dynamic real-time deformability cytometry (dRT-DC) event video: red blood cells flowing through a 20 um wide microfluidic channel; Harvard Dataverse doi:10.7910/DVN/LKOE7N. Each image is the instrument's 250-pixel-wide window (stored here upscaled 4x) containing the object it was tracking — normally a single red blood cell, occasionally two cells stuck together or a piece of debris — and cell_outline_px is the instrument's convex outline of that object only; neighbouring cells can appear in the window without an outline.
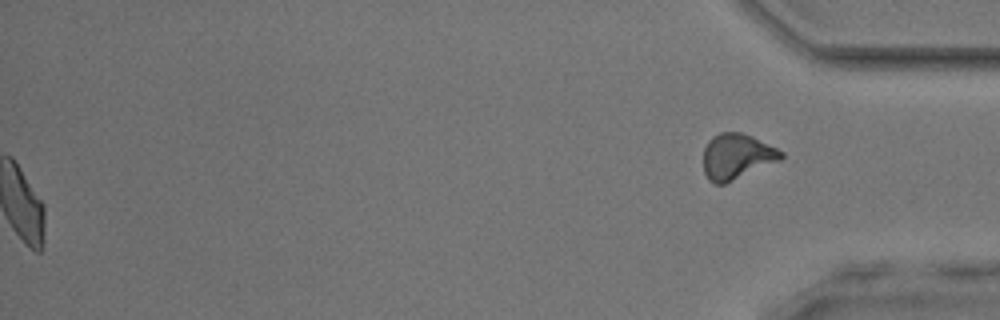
{"species": "common noctule bat (a hibernating species)", "species_latin": "Nyctalus noctula", "temperature_condition": "room temperature", "stored_images_in_passage": 48, "segment_of_instrument_passage": [2, 2], "camera_frame_rate_fps": 3000, "um_per_image_px": 0.085, "animal": {"sex": "male", "body_mass_g": 17.9, "forearm_length_mm": 54.2}, "frame": {"image": 1, "passage_image": 48, "time_ms": 15.667, "image_size_px": [1000, 320], "cell_outline_px": [[784, 156], [780, 160], [724, 184], [716, 184], [708, 180], [704, 172], [704, 148], [708, 140], [712, 136], [720, 132], [740, 132], [752, 136], [784, 152]], "centroid_in_image_um": [62.6, 13.29], "position_along_channel_um": 372.6, "area_um2": 20.52}}